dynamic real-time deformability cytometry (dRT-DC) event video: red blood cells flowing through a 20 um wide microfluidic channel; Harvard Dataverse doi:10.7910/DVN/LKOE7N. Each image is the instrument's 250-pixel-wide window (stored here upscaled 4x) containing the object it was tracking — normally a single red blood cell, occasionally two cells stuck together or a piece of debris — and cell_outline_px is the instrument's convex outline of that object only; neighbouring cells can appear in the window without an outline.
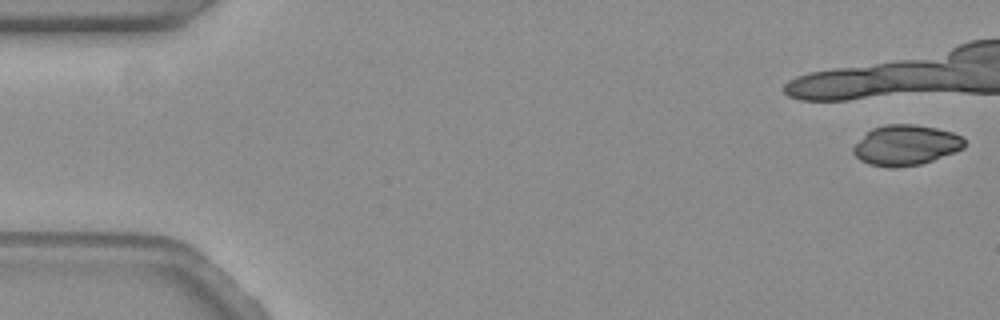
{"species": "common noctule bat (a hibernating species)", "species_latin": "Nyctalus noctula", "temperature_condition": "warm", "stored_images_in_passage": 31, "camera_frame_rate_fps": 3000, "um_per_image_px": 0.085, "animal": {"sex": "female", "body_mass_g": 19.3, "forearm_length_mm": 54.1}, "frame": {"image": 1, "passage_image": 1, "time_ms": 0.0, "image_size_px": [1000, 320], "cell_outline_px": [[964, 148], [956, 152], [920, 164], [896, 168], [888, 168], [868, 164], [860, 160], [852, 152], [852, 148], [872, 128], [884, 124], [916, 124], [936, 128], [952, 132], [964, 136]], "centroid_in_image_um": [77.01, 12.34], "position_along_channel_um": 8.0, "area_um2": 26.24}}
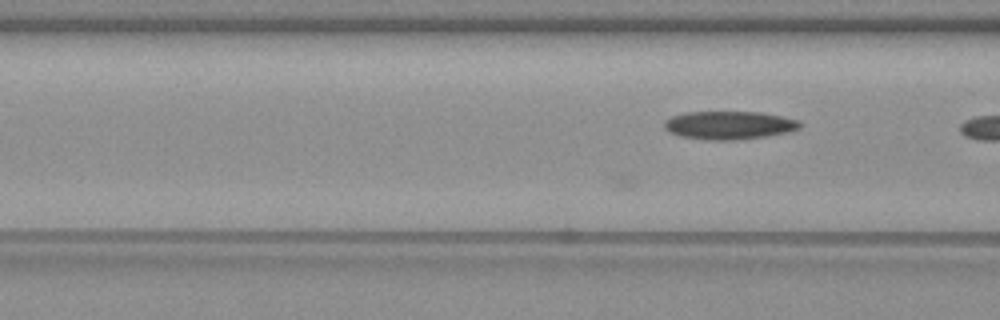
{"frame": {"image": 2, "passage_image": 19, "time_ms": 6.0, "image_size_px": [1000, 320], "cell_outline_px": [[800, 128], [788, 132], [764, 136], [732, 140], [704, 140], [680, 136], [668, 132], [664, 128], [664, 120], [672, 116], [688, 112], [760, 112], [800, 120]], "centroid_in_image_um": [61.94, 10.64], "position_along_channel_um": 104.7, "area_um2": 22.25}}